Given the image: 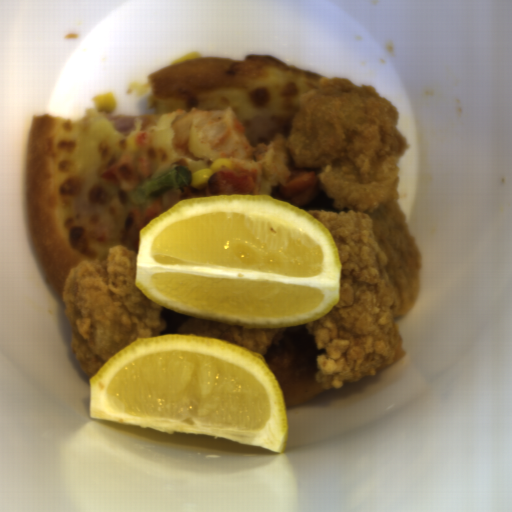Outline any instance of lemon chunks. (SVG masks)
Wrapping results in <instances>:
<instances>
[{
	"mask_svg": "<svg viewBox=\"0 0 512 512\" xmlns=\"http://www.w3.org/2000/svg\"><path fill=\"white\" fill-rule=\"evenodd\" d=\"M323 221L264 194L179 200L139 230L135 286L162 307L246 329L315 322L339 304Z\"/></svg>",
	"mask_w": 512,
	"mask_h": 512,
	"instance_id": "obj_1",
	"label": "lemon chunks"
},
{
	"mask_svg": "<svg viewBox=\"0 0 512 512\" xmlns=\"http://www.w3.org/2000/svg\"><path fill=\"white\" fill-rule=\"evenodd\" d=\"M91 420L287 451L284 390L259 353L197 334L137 337L88 379Z\"/></svg>",
	"mask_w": 512,
	"mask_h": 512,
	"instance_id": "obj_2",
	"label": "lemon chunks"
}]
</instances>
